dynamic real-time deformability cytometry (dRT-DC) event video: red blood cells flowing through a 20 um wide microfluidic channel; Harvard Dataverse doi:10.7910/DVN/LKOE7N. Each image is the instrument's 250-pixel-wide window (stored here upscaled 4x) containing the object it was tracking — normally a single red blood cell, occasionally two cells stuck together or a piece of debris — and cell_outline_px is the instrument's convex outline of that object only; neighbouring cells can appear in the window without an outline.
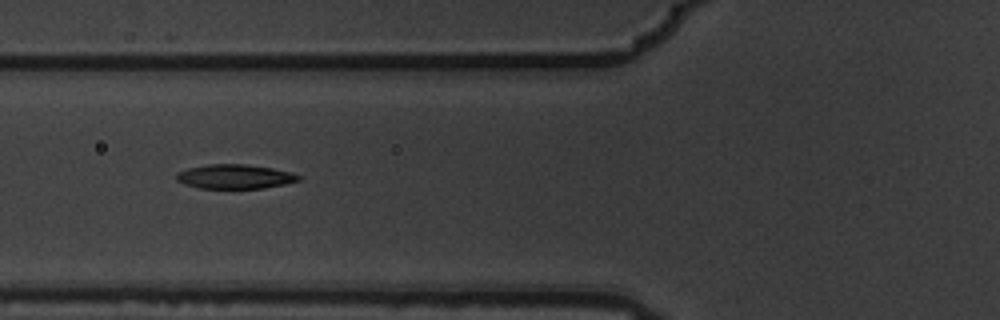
{"species": "common noctule bat (a hibernating species)", "species_latin": "Nyctalus noctula", "temperature_condition": "warm", "stored_images_in_passage": 15, "camera_frame_rate_fps": 3000, "um_per_image_px": 0.085, "animal": {"sex": "male", "body_mass_g": 19.5, "forearm_length_mm": 54.6}, "frame": {"image": 1, "passage_image": 6, "time_ms": 1.667, "image_size_px": [1000, 320], "cell_outline_px": [[300, 180], [284, 184], [264, 188], [200, 188], [184, 184], [176, 180], [176, 172], [188, 168], [208, 164], [244, 164], [272, 168], [292, 172], [300, 176]], "centroid_in_image_um": [19.94, 15.0], "position_along_channel_um": 105.9, "area_um2": 17.28}}
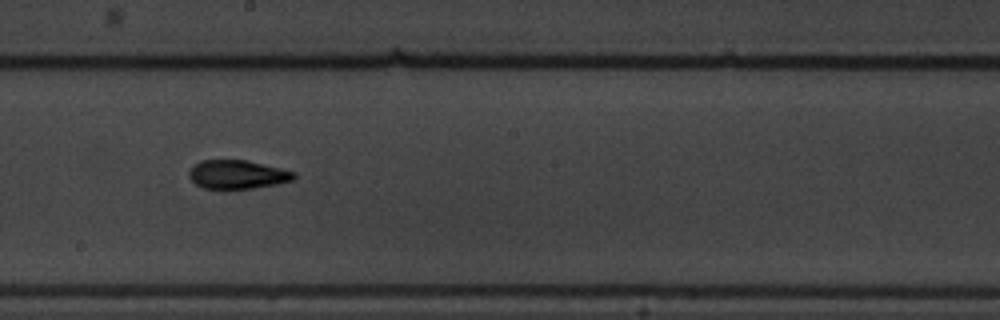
{"frame": {"image": 2, "passage_image": 9, "time_ms": 2.667, "image_size_px": [1000, 320], "cell_outline_px": [[296, 176], [292, 180], [276, 184], [252, 188], [204, 188], [196, 184], [188, 176], [188, 172], [200, 160], [248, 160], [296, 172]], "centroid_in_image_um": [20.19, 14.82], "position_along_channel_um": 228.0, "area_um2": 17.34}}
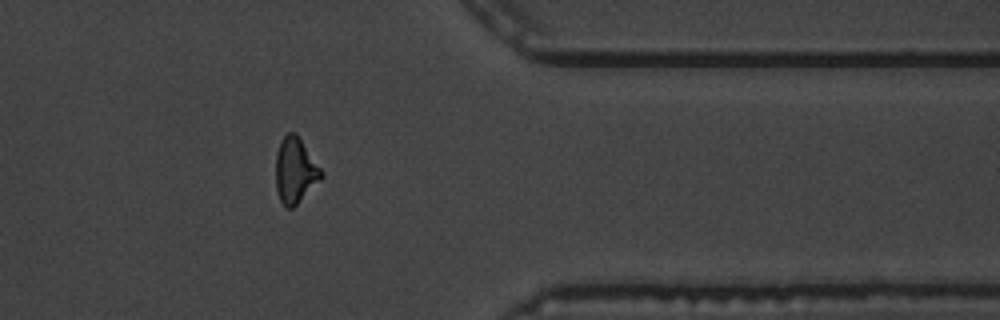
{"frame": {"image": 3, "passage_image": 13, "time_ms": 4.0, "image_size_px": [1000, 320], "cell_outline_px": [[324, 176], [292, 208], [284, 208], [280, 200], [276, 188], [276, 152], [280, 140], [288, 132], [296, 132], [324, 172]], "centroid_in_image_um": [25.09, 14.46], "position_along_channel_um": 386.3, "area_um2": 17.46}}